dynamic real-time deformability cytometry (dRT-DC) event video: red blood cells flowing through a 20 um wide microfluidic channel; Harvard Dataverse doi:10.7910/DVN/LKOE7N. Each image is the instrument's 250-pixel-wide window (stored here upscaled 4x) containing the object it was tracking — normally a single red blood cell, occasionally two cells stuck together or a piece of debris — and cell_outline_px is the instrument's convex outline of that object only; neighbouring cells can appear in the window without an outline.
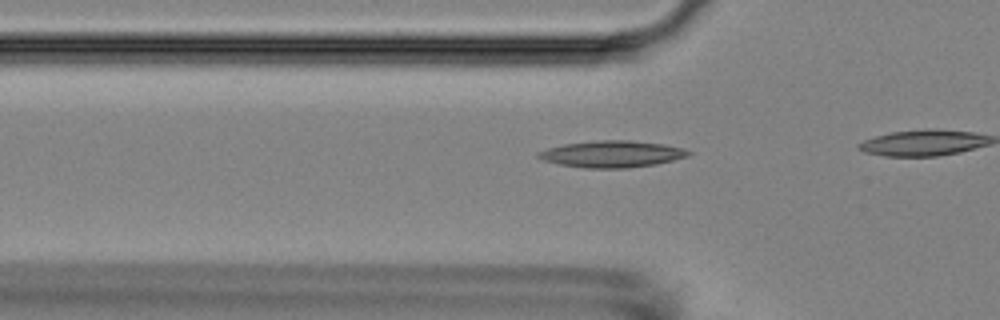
{"species": "Egyptian fruit bat (a non-hibernating species)", "species_latin": "Rousettus aegyptiacus", "temperature_condition": "room temperature", "stored_images_in_passage": 10, "camera_frame_rate_fps": 3000, "um_per_image_px": 0.085, "animal": {"sex": "female"}, "frame": {"image": 1, "passage_image": 7, "time_ms": 2.0, "image_size_px": [1000, 320], "cell_outline_px": [[692, 152], [688, 156], [656, 164], [628, 168], [584, 168], [560, 164], [544, 160], [536, 156], [536, 152], [548, 148], [564, 144], [600, 140], [632, 140], [664, 144], [684, 148]], "centroid_in_image_um": [52.03, 13.09], "position_along_channel_um": 73.8, "area_um2": 23.29}}